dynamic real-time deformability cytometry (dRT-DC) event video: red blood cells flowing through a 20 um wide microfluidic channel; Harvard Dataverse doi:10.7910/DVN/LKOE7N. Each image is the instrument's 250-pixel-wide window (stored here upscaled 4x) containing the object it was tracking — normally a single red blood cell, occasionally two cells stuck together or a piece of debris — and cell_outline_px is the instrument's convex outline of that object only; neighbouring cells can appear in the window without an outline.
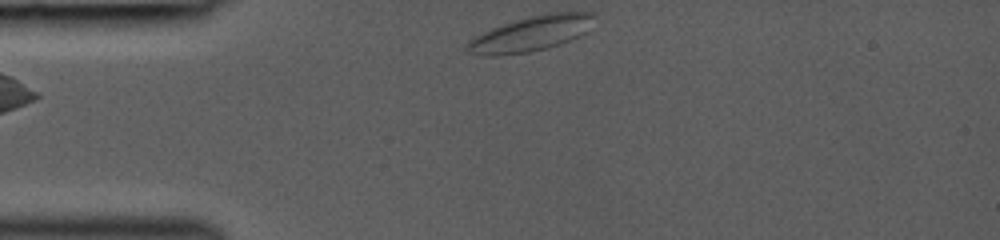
{"species": "common noctule bat (a hibernating species)", "species_latin": "Nyctalus noctula", "temperature_condition": "room temperature", "stored_images_in_passage": 32, "camera_frame_rate_fps": 3000, "um_per_image_px": 0.085, "animal": {"sex": "female", "body_mass_g": 19.0, "forearm_length_mm": 53.3}, "frame": {"image": 1, "passage_image": 1, "time_ms": 0.0, "image_size_px": [1000, 240], "cell_outline_px": [[596, 16], [588, 32], [580, 36], [560, 44], [548, 48], [528, 52], [500, 56], [484, 56], [464, 52], [464, 48], [472, 36], [492, 28], [528, 16], [548, 12], [596, 12]], "centroid_in_image_um": [45.12, 2.87], "position_along_channel_um": 39.9, "area_um2": 26.59}}
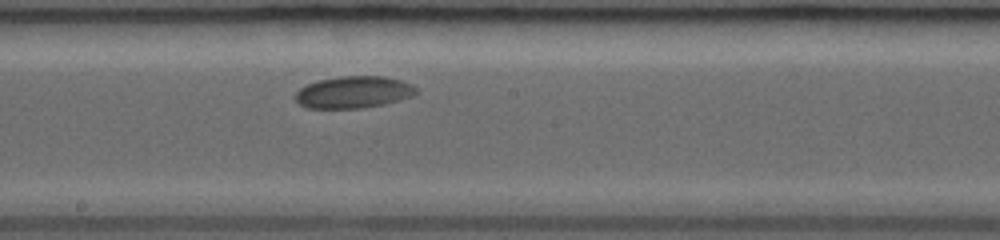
{"frame": {"image": 2, "passage_image": 16, "time_ms": 5.0, "image_size_px": [1000, 240], "cell_outline_px": [[420, 92], [412, 96], [400, 100], [384, 104], [364, 108], [308, 108], [300, 104], [296, 100], [296, 92], [300, 88], [308, 84], [320, 80], [340, 76], [384, 76], [400, 80], [412, 84]], "centroid_in_image_um": [30.1, 7.83], "position_along_channel_um": 218.1, "area_um2": 22.48}}
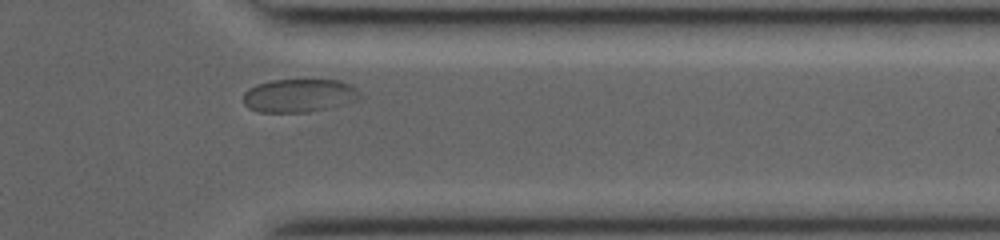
{"frame": {"image": 3, "passage_image": 28, "time_ms": 9.0, "image_size_px": [1000, 240], "cell_outline_px": [[360, 96], [356, 100], [348, 104], [308, 112], [260, 112], [248, 108], [244, 104], [244, 92], [248, 88], [256, 84], [272, 80], [340, 80], [352, 84], [360, 92]], "centroid_in_image_um": [25.44, 8.12], "position_along_channel_um": 386.0, "area_um2": 22.83}}